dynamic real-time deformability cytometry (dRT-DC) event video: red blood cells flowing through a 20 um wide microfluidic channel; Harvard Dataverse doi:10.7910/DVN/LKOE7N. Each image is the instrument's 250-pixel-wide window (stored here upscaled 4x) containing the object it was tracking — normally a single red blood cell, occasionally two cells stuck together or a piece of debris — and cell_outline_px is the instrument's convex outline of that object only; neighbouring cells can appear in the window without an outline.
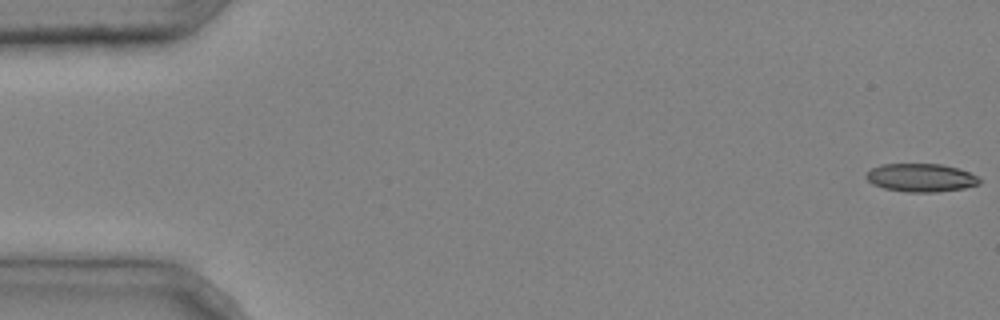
{"species": "common noctule bat (a hibernating species)", "species_latin": "Nyctalus noctula", "temperature_condition": "cold", "stored_images_in_passage": 4, "camera_frame_rate_fps": 3000, "um_per_image_px": 0.085, "animal": {"sex": "male", "body_mass_g": 20.4}, "frame": {"image": 1, "passage_image": 1, "time_ms": 0.0, "image_size_px": [1000, 320], "cell_outline_px": [[980, 184], [964, 188], [936, 192], [908, 192], [884, 188], [872, 184], [864, 176], [872, 168], [880, 164], [940, 164], [956, 168], [968, 172], [976, 176], [980, 180]], "centroid_in_image_um": [78.25, 15.1], "position_along_channel_um": 6.7, "area_um2": 18.5}}
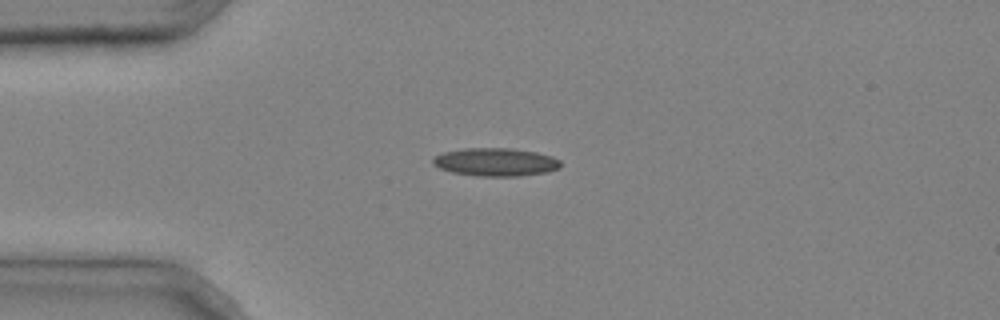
{"frame": {"image": 2, "passage_image": 4, "time_ms": 1.0, "image_size_px": [1000, 320], "cell_outline_px": [[560, 168], [548, 172], [520, 176], [476, 176], [452, 172], [440, 168], [432, 164], [432, 156], [444, 152], [464, 148], [512, 148], [536, 152], [552, 156], [560, 160]], "centroid_in_image_um": [42.12, 13.77], "position_along_channel_um": 42.9, "area_um2": 21.1}}